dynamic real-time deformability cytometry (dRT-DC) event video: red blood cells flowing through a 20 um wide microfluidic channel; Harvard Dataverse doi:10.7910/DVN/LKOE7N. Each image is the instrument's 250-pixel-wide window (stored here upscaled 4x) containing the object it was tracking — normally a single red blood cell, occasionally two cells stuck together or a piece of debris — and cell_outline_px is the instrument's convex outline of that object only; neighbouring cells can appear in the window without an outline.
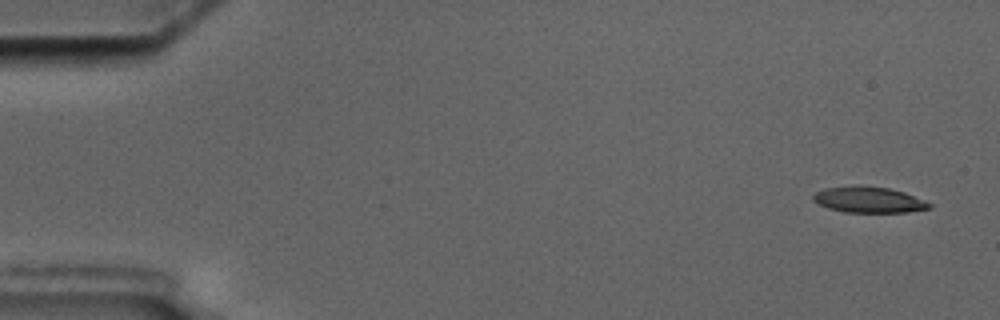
{"species": "common noctule bat (a hibernating species)", "species_latin": "Nyctalus noctula", "temperature_condition": "cold", "stored_images_in_passage": 5, "camera_frame_rate_fps": 3000, "um_per_image_px": 0.085, "animal": {"sex": "male", "body_mass_g": 17.5, "forearm_length_mm": 52.3}, "frame": {"image": 1, "passage_image": 1, "time_ms": 0.0, "image_size_px": [1000, 320], "cell_outline_px": [[932, 208], [908, 212], [844, 212], [828, 208], [812, 200], [812, 196], [816, 192], [824, 188], [852, 184], [856, 184], [888, 188], [904, 192], [924, 200], [932, 204]], "centroid_in_image_um": [73.82, 16.96], "position_along_channel_um": 11.2, "area_um2": 17.8}}
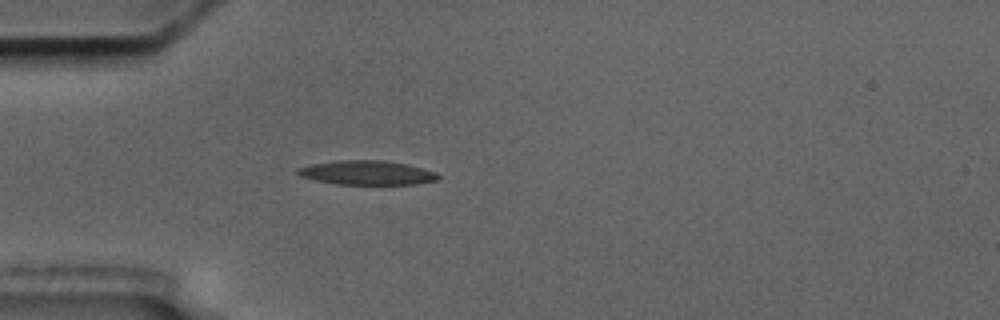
{"frame": {"image": 2, "passage_image": 5, "time_ms": 4.667, "image_size_px": [1000, 320], "cell_outline_px": [[440, 180], [416, 184], [336, 184], [316, 180], [300, 176], [296, 172], [296, 168], [312, 164], [336, 160], [380, 160], [408, 164], [436, 172], [440, 176]], "centroid_in_image_um": [31.21, 14.68], "position_along_channel_um": 53.8, "area_um2": 19.88}}